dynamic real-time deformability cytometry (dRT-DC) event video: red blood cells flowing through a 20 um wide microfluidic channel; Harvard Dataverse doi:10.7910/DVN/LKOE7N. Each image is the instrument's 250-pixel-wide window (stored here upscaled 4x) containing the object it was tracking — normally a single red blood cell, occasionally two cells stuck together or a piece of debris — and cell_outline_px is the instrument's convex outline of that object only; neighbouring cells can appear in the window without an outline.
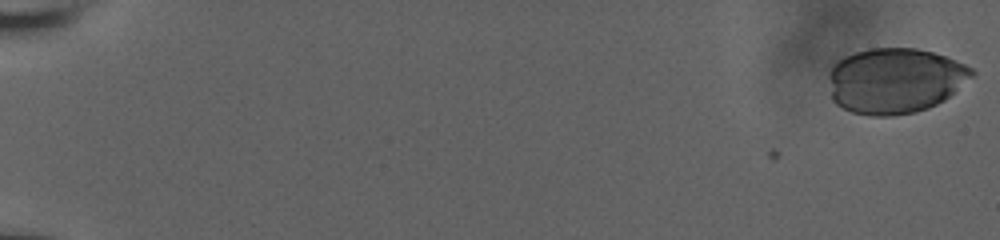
{"species": "human", "species_latin": "Homo sapiens", "temperature_condition": "room temperature", "stored_images_in_passage": 12, "camera_frame_rate_fps": 3000, "um_per_image_px": 0.085, "donor": {"sex": "male"}, "frame": {"image": 1, "passage_image": 1, "time_ms": 0.0, "image_size_px": [1000, 240], "cell_outline_px": [[976, 72], [972, 76], [944, 100], [928, 108], [916, 112], [892, 116], [868, 116], [852, 112], [836, 104], [832, 100], [828, 76], [832, 68], [844, 56], [856, 52], [872, 48], [916, 48], [932, 52], [944, 56], [964, 64], [972, 68]], "centroid_in_image_um": [76.06, 6.86], "position_along_channel_um": 8.9, "area_um2": 54.39}}
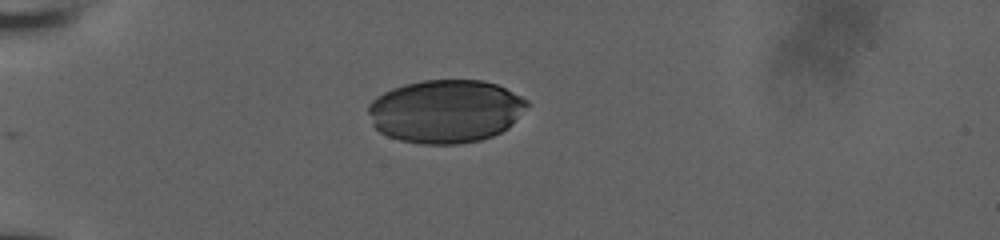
{"frame": {"image": 2, "passage_image": 9, "time_ms": 2.667, "image_size_px": [1000, 240], "cell_outline_px": [[528, 104], [512, 124], [508, 128], [492, 136], [480, 140], [456, 144], [424, 144], [400, 140], [388, 136], [380, 132], [372, 124], [368, 112], [368, 104], [376, 96], [392, 88], [404, 84], [424, 80], [484, 80], [496, 84], [528, 100]], "centroid_in_image_um": [37.84, 9.45], "position_along_channel_um": 47.2, "area_um2": 58.32}}